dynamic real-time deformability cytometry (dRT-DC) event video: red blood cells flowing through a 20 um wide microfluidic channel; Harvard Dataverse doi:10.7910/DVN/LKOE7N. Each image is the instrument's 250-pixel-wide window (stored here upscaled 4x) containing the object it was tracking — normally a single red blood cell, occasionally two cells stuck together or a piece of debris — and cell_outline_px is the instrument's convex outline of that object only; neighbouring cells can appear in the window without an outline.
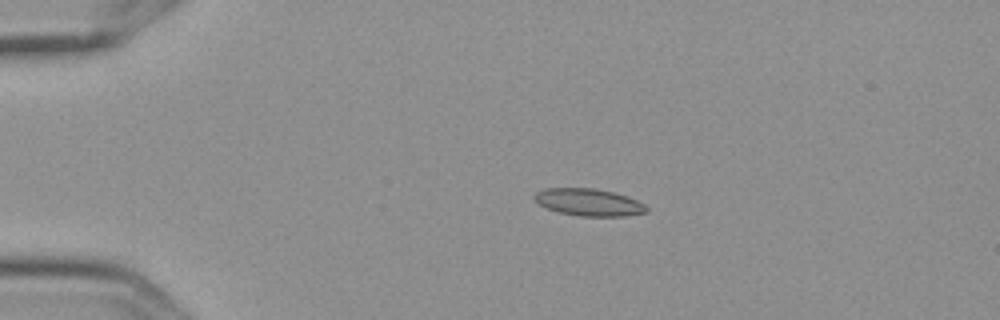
{"species": "Egyptian fruit bat (a non-hibernating species)", "species_latin": "Rousettus aegyptiacus", "temperature_condition": "cold", "stored_images_in_passage": 7, "camera_frame_rate_fps": 3000, "um_per_image_px": 0.085, "frame": {"image": 1, "passage_image": 2, "time_ms": 0.333, "image_size_px": [1000, 320], "cell_outline_px": [[648, 212], [624, 216], [580, 216], [560, 212], [548, 208], [540, 204], [532, 196], [536, 192], [544, 188], [592, 188], [612, 192], [628, 196], [644, 204], [648, 208]], "centroid_in_image_um": [50.06, 17.19], "position_along_channel_um": 34.9, "area_um2": 17.63}}
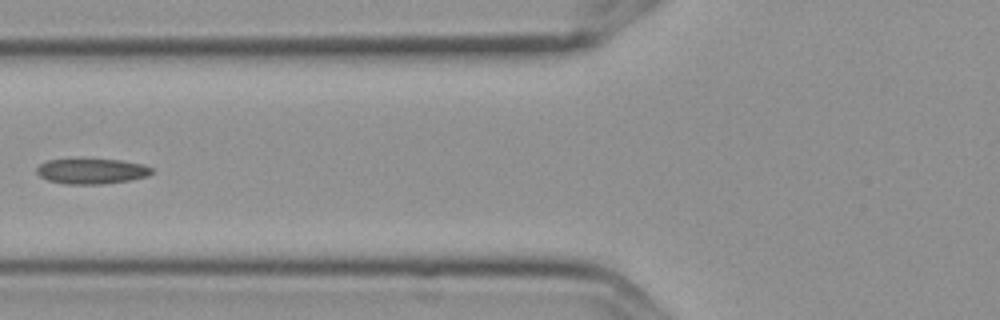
{"frame": {"image": 2, "passage_image": 5, "time_ms": 1.333, "image_size_px": [1000, 320], "cell_outline_px": [[152, 172], [148, 176], [128, 180], [100, 184], [64, 184], [48, 180], [40, 176], [36, 172], [36, 168], [40, 164], [48, 160], [120, 160], [144, 164], [152, 168]], "centroid_in_image_um": [7.79, 14.56], "position_along_channel_um": 118.0, "area_um2": 16.7}}
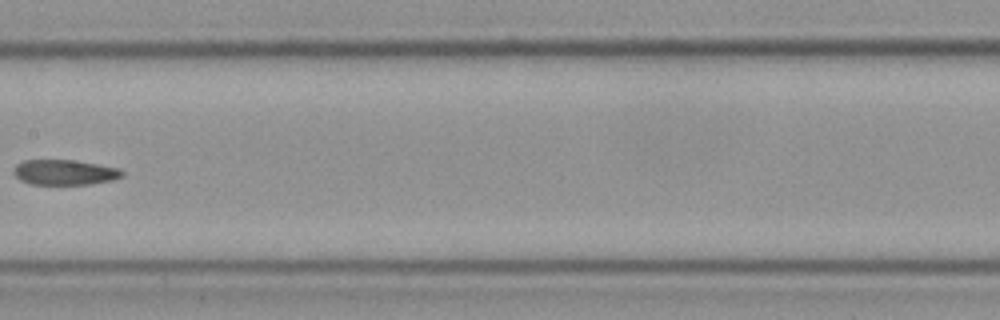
{"frame": {"image": 3, "passage_image": 7, "time_ms": 2.0, "image_size_px": [1000, 320], "cell_outline_px": [[124, 176], [112, 180], [92, 184], [32, 184], [20, 180], [12, 172], [12, 168], [16, 164], [24, 160], [72, 160], [120, 168], [124, 172]], "centroid_in_image_um": [5.48, 14.64], "position_along_channel_um": 201.9, "area_um2": 16.01}}